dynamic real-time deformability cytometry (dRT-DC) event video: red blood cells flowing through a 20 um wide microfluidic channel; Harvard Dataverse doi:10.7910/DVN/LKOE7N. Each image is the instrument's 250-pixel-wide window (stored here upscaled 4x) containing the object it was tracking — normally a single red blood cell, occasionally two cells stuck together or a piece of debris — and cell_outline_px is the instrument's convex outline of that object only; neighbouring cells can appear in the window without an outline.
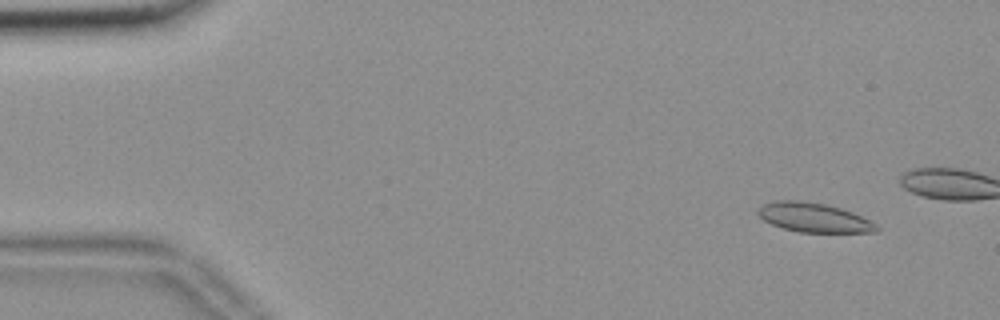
{"species": "common noctule bat (a hibernating species)", "species_latin": "Nyctalus noctula", "temperature_condition": "room temperature", "stored_images_in_passage": 16, "camera_frame_rate_fps": 3000, "um_per_image_px": 0.085, "animal": {"sex": "female", "body_mass_g": 18.4}, "frame": {"image": 1, "passage_image": 5, "time_ms": 1.333, "image_size_px": [1000, 320], "cell_outline_px": [[880, 232], [800, 232], [784, 228], [772, 224], [764, 220], [756, 212], [764, 204], [772, 200], [800, 200], [824, 204], [840, 208], [852, 212], [876, 224], [880, 228]], "centroid_in_image_um": [69.18, 18.49], "position_along_channel_um": 15.8, "area_um2": 20.06}}